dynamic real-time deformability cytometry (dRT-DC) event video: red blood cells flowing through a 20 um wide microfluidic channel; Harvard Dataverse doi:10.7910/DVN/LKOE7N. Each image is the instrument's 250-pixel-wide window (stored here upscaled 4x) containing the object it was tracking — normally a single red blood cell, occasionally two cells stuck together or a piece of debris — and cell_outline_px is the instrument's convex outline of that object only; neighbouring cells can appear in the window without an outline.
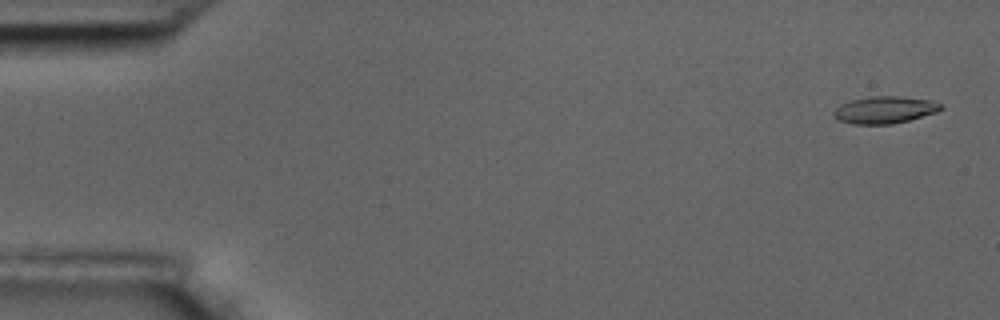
{"species": "common noctule bat (a hibernating species)", "species_latin": "Nyctalus noctula", "temperature_condition": "room temperature", "stored_images_in_passage": 5, "camera_frame_rate_fps": 3000, "um_per_image_px": 0.085, "animal": {"sex": "male", "body_mass_g": 17.5, "forearm_length_mm": 52.3}, "frame": {"image": 1, "passage_image": 1, "time_ms": 0.0, "image_size_px": [1000, 320], "cell_outline_px": [[944, 108], [936, 112], [908, 120], [892, 124], [852, 124], [836, 120], [832, 112], [840, 104], [852, 100], [872, 96], [900, 96], [932, 100], [944, 104]], "centroid_in_image_um": [75.2, 9.33], "position_along_channel_um": 9.8, "area_um2": 17.05}}
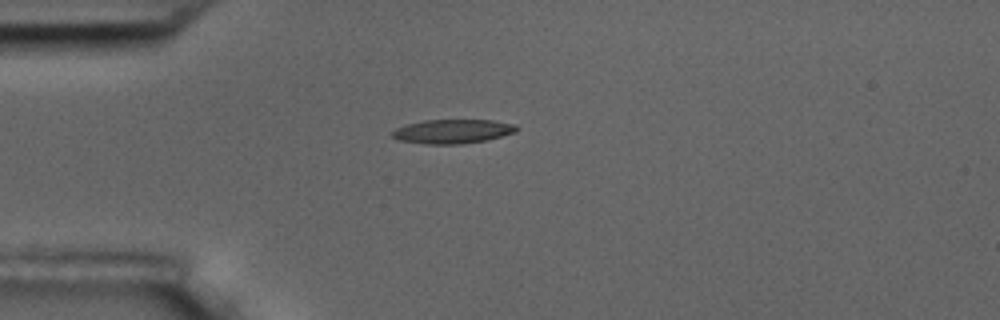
{"frame": {"image": 2, "passage_image": 5, "time_ms": 4.333, "image_size_px": [1000, 320], "cell_outline_px": [[520, 128], [516, 132], [484, 140], [460, 144], [424, 144], [396, 140], [392, 136], [392, 132], [396, 128], [408, 124], [424, 120], [492, 120], [516, 124]], "centroid_in_image_um": [38.47, 11.16], "position_along_channel_um": 46.5, "area_um2": 17.46}}